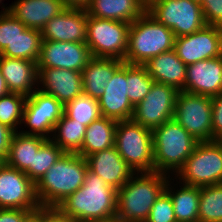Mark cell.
<instances>
[{"mask_svg":"<svg viewBox=\"0 0 222 222\" xmlns=\"http://www.w3.org/2000/svg\"><path fill=\"white\" fill-rule=\"evenodd\" d=\"M57 208L77 222H115L117 190L88 169L83 185Z\"/></svg>","mask_w":222,"mask_h":222,"instance_id":"1","label":"cell"},{"mask_svg":"<svg viewBox=\"0 0 222 222\" xmlns=\"http://www.w3.org/2000/svg\"><path fill=\"white\" fill-rule=\"evenodd\" d=\"M169 177L159 172L135 173L117 190L115 222H145Z\"/></svg>","mask_w":222,"mask_h":222,"instance_id":"2","label":"cell"},{"mask_svg":"<svg viewBox=\"0 0 222 222\" xmlns=\"http://www.w3.org/2000/svg\"><path fill=\"white\" fill-rule=\"evenodd\" d=\"M87 170L86 158L65 152L35 184L40 207H57L83 185Z\"/></svg>","mask_w":222,"mask_h":222,"instance_id":"3","label":"cell"},{"mask_svg":"<svg viewBox=\"0 0 222 222\" xmlns=\"http://www.w3.org/2000/svg\"><path fill=\"white\" fill-rule=\"evenodd\" d=\"M154 172L174 176L184 166L198 141L170 119L152 130ZM171 173V174H170Z\"/></svg>","mask_w":222,"mask_h":222,"instance_id":"4","label":"cell"},{"mask_svg":"<svg viewBox=\"0 0 222 222\" xmlns=\"http://www.w3.org/2000/svg\"><path fill=\"white\" fill-rule=\"evenodd\" d=\"M174 43L173 31L146 11L130 25L124 62L144 65L154 56L174 49Z\"/></svg>","mask_w":222,"mask_h":222,"instance_id":"5","label":"cell"},{"mask_svg":"<svg viewBox=\"0 0 222 222\" xmlns=\"http://www.w3.org/2000/svg\"><path fill=\"white\" fill-rule=\"evenodd\" d=\"M114 146L135 173L154 172L152 130L132 119L117 121Z\"/></svg>","mask_w":222,"mask_h":222,"instance_id":"6","label":"cell"},{"mask_svg":"<svg viewBox=\"0 0 222 222\" xmlns=\"http://www.w3.org/2000/svg\"><path fill=\"white\" fill-rule=\"evenodd\" d=\"M174 179L195 187L222 184V145L217 140L198 142Z\"/></svg>","mask_w":222,"mask_h":222,"instance_id":"7","label":"cell"},{"mask_svg":"<svg viewBox=\"0 0 222 222\" xmlns=\"http://www.w3.org/2000/svg\"><path fill=\"white\" fill-rule=\"evenodd\" d=\"M147 12L175 37L190 35L206 25L201 5L192 0H148Z\"/></svg>","mask_w":222,"mask_h":222,"instance_id":"8","label":"cell"},{"mask_svg":"<svg viewBox=\"0 0 222 222\" xmlns=\"http://www.w3.org/2000/svg\"><path fill=\"white\" fill-rule=\"evenodd\" d=\"M130 25L127 22L89 16L86 44L91 56L124 61Z\"/></svg>","mask_w":222,"mask_h":222,"instance_id":"9","label":"cell"},{"mask_svg":"<svg viewBox=\"0 0 222 222\" xmlns=\"http://www.w3.org/2000/svg\"><path fill=\"white\" fill-rule=\"evenodd\" d=\"M173 119L198 142L213 141L212 97L179 91Z\"/></svg>","mask_w":222,"mask_h":222,"instance_id":"10","label":"cell"},{"mask_svg":"<svg viewBox=\"0 0 222 222\" xmlns=\"http://www.w3.org/2000/svg\"><path fill=\"white\" fill-rule=\"evenodd\" d=\"M63 114L64 105L61 102L52 95L36 89L26 98L24 106L22 124L29 129L19 130V132L50 139L54 126Z\"/></svg>","mask_w":222,"mask_h":222,"instance_id":"11","label":"cell"},{"mask_svg":"<svg viewBox=\"0 0 222 222\" xmlns=\"http://www.w3.org/2000/svg\"><path fill=\"white\" fill-rule=\"evenodd\" d=\"M178 92L173 86L154 82L149 93L134 107L132 120L153 130L173 119Z\"/></svg>","mask_w":222,"mask_h":222,"instance_id":"12","label":"cell"},{"mask_svg":"<svg viewBox=\"0 0 222 222\" xmlns=\"http://www.w3.org/2000/svg\"><path fill=\"white\" fill-rule=\"evenodd\" d=\"M40 207L34 182L20 170L0 167V209L36 210Z\"/></svg>","mask_w":222,"mask_h":222,"instance_id":"13","label":"cell"},{"mask_svg":"<svg viewBox=\"0 0 222 222\" xmlns=\"http://www.w3.org/2000/svg\"><path fill=\"white\" fill-rule=\"evenodd\" d=\"M174 51L186 64L222 55V27L205 25L202 29L175 37Z\"/></svg>","mask_w":222,"mask_h":222,"instance_id":"14","label":"cell"},{"mask_svg":"<svg viewBox=\"0 0 222 222\" xmlns=\"http://www.w3.org/2000/svg\"><path fill=\"white\" fill-rule=\"evenodd\" d=\"M91 57L86 43L42 40L37 67L82 72Z\"/></svg>","mask_w":222,"mask_h":222,"instance_id":"15","label":"cell"},{"mask_svg":"<svg viewBox=\"0 0 222 222\" xmlns=\"http://www.w3.org/2000/svg\"><path fill=\"white\" fill-rule=\"evenodd\" d=\"M88 17L85 9L66 7L42 28V40L86 43Z\"/></svg>","mask_w":222,"mask_h":222,"instance_id":"16","label":"cell"},{"mask_svg":"<svg viewBox=\"0 0 222 222\" xmlns=\"http://www.w3.org/2000/svg\"><path fill=\"white\" fill-rule=\"evenodd\" d=\"M37 89L65 105L83 94L82 72L60 68L38 69Z\"/></svg>","mask_w":222,"mask_h":222,"instance_id":"17","label":"cell"},{"mask_svg":"<svg viewBox=\"0 0 222 222\" xmlns=\"http://www.w3.org/2000/svg\"><path fill=\"white\" fill-rule=\"evenodd\" d=\"M184 91L208 97L222 93V55L187 65Z\"/></svg>","mask_w":222,"mask_h":222,"instance_id":"18","label":"cell"},{"mask_svg":"<svg viewBox=\"0 0 222 222\" xmlns=\"http://www.w3.org/2000/svg\"><path fill=\"white\" fill-rule=\"evenodd\" d=\"M98 104L101 116L116 121L132 119L134 106L127 96L126 63L114 73Z\"/></svg>","mask_w":222,"mask_h":222,"instance_id":"19","label":"cell"},{"mask_svg":"<svg viewBox=\"0 0 222 222\" xmlns=\"http://www.w3.org/2000/svg\"><path fill=\"white\" fill-rule=\"evenodd\" d=\"M88 169L109 186L119 190L135 172L119 155L115 146L86 157Z\"/></svg>","mask_w":222,"mask_h":222,"instance_id":"20","label":"cell"},{"mask_svg":"<svg viewBox=\"0 0 222 222\" xmlns=\"http://www.w3.org/2000/svg\"><path fill=\"white\" fill-rule=\"evenodd\" d=\"M0 71L12 93L29 97L38 87L37 62L0 55Z\"/></svg>","mask_w":222,"mask_h":222,"instance_id":"21","label":"cell"},{"mask_svg":"<svg viewBox=\"0 0 222 222\" xmlns=\"http://www.w3.org/2000/svg\"><path fill=\"white\" fill-rule=\"evenodd\" d=\"M65 8L61 0H16L9 6L8 12L26 28L41 31L46 23Z\"/></svg>","mask_w":222,"mask_h":222,"instance_id":"22","label":"cell"},{"mask_svg":"<svg viewBox=\"0 0 222 222\" xmlns=\"http://www.w3.org/2000/svg\"><path fill=\"white\" fill-rule=\"evenodd\" d=\"M154 82L175 87L184 91L187 65L177 56L174 49L160 53L144 65Z\"/></svg>","mask_w":222,"mask_h":222,"instance_id":"23","label":"cell"},{"mask_svg":"<svg viewBox=\"0 0 222 222\" xmlns=\"http://www.w3.org/2000/svg\"><path fill=\"white\" fill-rule=\"evenodd\" d=\"M124 63L116 58L91 57L82 70L83 94L98 100L114 73Z\"/></svg>","mask_w":222,"mask_h":222,"instance_id":"24","label":"cell"},{"mask_svg":"<svg viewBox=\"0 0 222 222\" xmlns=\"http://www.w3.org/2000/svg\"><path fill=\"white\" fill-rule=\"evenodd\" d=\"M89 16L132 23L147 11V0H90Z\"/></svg>","mask_w":222,"mask_h":222,"instance_id":"25","label":"cell"},{"mask_svg":"<svg viewBox=\"0 0 222 222\" xmlns=\"http://www.w3.org/2000/svg\"><path fill=\"white\" fill-rule=\"evenodd\" d=\"M47 139L41 136L15 132L10 143L5 163L24 172L33 181V159L40 146Z\"/></svg>","mask_w":222,"mask_h":222,"instance_id":"26","label":"cell"},{"mask_svg":"<svg viewBox=\"0 0 222 222\" xmlns=\"http://www.w3.org/2000/svg\"><path fill=\"white\" fill-rule=\"evenodd\" d=\"M178 183L179 187L176 186ZM172 184H174V177H169L168 181L166 182L165 191L172 199L176 221L199 222L198 210L200 201V187L185 185L178 181L173 186Z\"/></svg>","mask_w":222,"mask_h":222,"instance_id":"27","label":"cell"},{"mask_svg":"<svg viewBox=\"0 0 222 222\" xmlns=\"http://www.w3.org/2000/svg\"><path fill=\"white\" fill-rule=\"evenodd\" d=\"M117 121L104 116L87 126L82 148L77 152L87 156L114 146Z\"/></svg>","mask_w":222,"mask_h":222,"instance_id":"28","label":"cell"},{"mask_svg":"<svg viewBox=\"0 0 222 222\" xmlns=\"http://www.w3.org/2000/svg\"><path fill=\"white\" fill-rule=\"evenodd\" d=\"M86 128L63 114L54 126L53 137L50 139L64 152L77 153L82 148Z\"/></svg>","mask_w":222,"mask_h":222,"instance_id":"29","label":"cell"},{"mask_svg":"<svg viewBox=\"0 0 222 222\" xmlns=\"http://www.w3.org/2000/svg\"><path fill=\"white\" fill-rule=\"evenodd\" d=\"M42 43L41 31L26 28L0 53L1 56L37 62Z\"/></svg>","mask_w":222,"mask_h":222,"instance_id":"30","label":"cell"},{"mask_svg":"<svg viewBox=\"0 0 222 222\" xmlns=\"http://www.w3.org/2000/svg\"><path fill=\"white\" fill-rule=\"evenodd\" d=\"M199 222H222V184L200 187Z\"/></svg>","mask_w":222,"mask_h":222,"instance_id":"31","label":"cell"},{"mask_svg":"<svg viewBox=\"0 0 222 222\" xmlns=\"http://www.w3.org/2000/svg\"><path fill=\"white\" fill-rule=\"evenodd\" d=\"M127 96L135 107L149 93L154 80L143 65L126 64Z\"/></svg>","mask_w":222,"mask_h":222,"instance_id":"32","label":"cell"},{"mask_svg":"<svg viewBox=\"0 0 222 222\" xmlns=\"http://www.w3.org/2000/svg\"><path fill=\"white\" fill-rule=\"evenodd\" d=\"M64 114L85 126L101 117L98 100L87 95L77 96L64 105Z\"/></svg>","mask_w":222,"mask_h":222,"instance_id":"33","label":"cell"},{"mask_svg":"<svg viewBox=\"0 0 222 222\" xmlns=\"http://www.w3.org/2000/svg\"><path fill=\"white\" fill-rule=\"evenodd\" d=\"M26 98L24 95L12 92L1 97L0 123L18 132V128L23 127L22 120Z\"/></svg>","mask_w":222,"mask_h":222,"instance_id":"34","label":"cell"},{"mask_svg":"<svg viewBox=\"0 0 222 222\" xmlns=\"http://www.w3.org/2000/svg\"><path fill=\"white\" fill-rule=\"evenodd\" d=\"M65 152L51 139H47L34 154L33 182L36 184Z\"/></svg>","mask_w":222,"mask_h":222,"instance_id":"35","label":"cell"},{"mask_svg":"<svg viewBox=\"0 0 222 222\" xmlns=\"http://www.w3.org/2000/svg\"><path fill=\"white\" fill-rule=\"evenodd\" d=\"M25 29L26 26L11 13L0 12V53Z\"/></svg>","mask_w":222,"mask_h":222,"instance_id":"36","label":"cell"},{"mask_svg":"<svg viewBox=\"0 0 222 222\" xmlns=\"http://www.w3.org/2000/svg\"><path fill=\"white\" fill-rule=\"evenodd\" d=\"M145 222H177L172 199L165 190L156 199Z\"/></svg>","mask_w":222,"mask_h":222,"instance_id":"37","label":"cell"},{"mask_svg":"<svg viewBox=\"0 0 222 222\" xmlns=\"http://www.w3.org/2000/svg\"><path fill=\"white\" fill-rule=\"evenodd\" d=\"M201 7L206 25L222 27V0H202Z\"/></svg>","mask_w":222,"mask_h":222,"instance_id":"38","label":"cell"},{"mask_svg":"<svg viewBox=\"0 0 222 222\" xmlns=\"http://www.w3.org/2000/svg\"><path fill=\"white\" fill-rule=\"evenodd\" d=\"M37 222H77L63 214L57 207H39L33 212Z\"/></svg>","mask_w":222,"mask_h":222,"instance_id":"39","label":"cell"},{"mask_svg":"<svg viewBox=\"0 0 222 222\" xmlns=\"http://www.w3.org/2000/svg\"><path fill=\"white\" fill-rule=\"evenodd\" d=\"M213 141L222 134V93L212 97Z\"/></svg>","mask_w":222,"mask_h":222,"instance_id":"40","label":"cell"},{"mask_svg":"<svg viewBox=\"0 0 222 222\" xmlns=\"http://www.w3.org/2000/svg\"><path fill=\"white\" fill-rule=\"evenodd\" d=\"M35 210L0 209V222H26Z\"/></svg>","mask_w":222,"mask_h":222,"instance_id":"41","label":"cell"},{"mask_svg":"<svg viewBox=\"0 0 222 222\" xmlns=\"http://www.w3.org/2000/svg\"><path fill=\"white\" fill-rule=\"evenodd\" d=\"M15 131L0 123V159L5 163V160L8 155L11 139Z\"/></svg>","mask_w":222,"mask_h":222,"instance_id":"42","label":"cell"},{"mask_svg":"<svg viewBox=\"0 0 222 222\" xmlns=\"http://www.w3.org/2000/svg\"><path fill=\"white\" fill-rule=\"evenodd\" d=\"M65 7L67 8H81L85 9L90 0H61Z\"/></svg>","mask_w":222,"mask_h":222,"instance_id":"43","label":"cell"},{"mask_svg":"<svg viewBox=\"0 0 222 222\" xmlns=\"http://www.w3.org/2000/svg\"><path fill=\"white\" fill-rule=\"evenodd\" d=\"M9 92L7 83L0 71V98L7 95Z\"/></svg>","mask_w":222,"mask_h":222,"instance_id":"44","label":"cell"},{"mask_svg":"<svg viewBox=\"0 0 222 222\" xmlns=\"http://www.w3.org/2000/svg\"><path fill=\"white\" fill-rule=\"evenodd\" d=\"M2 1H3V0H0V4H1V5L3 4L2 7H1V8H2L1 12H6V11H8L9 6H7V7L4 6V3H2Z\"/></svg>","mask_w":222,"mask_h":222,"instance_id":"45","label":"cell"},{"mask_svg":"<svg viewBox=\"0 0 222 222\" xmlns=\"http://www.w3.org/2000/svg\"><path fill=\"white\" fill-rule=\"evenodd\" d=\"M26 222H37V219L32 215Z\"/></svg>","mask_w":222,"mask_h":222,"instance_id":"46","label":"cell"},{"mask_svg":"<svg viewBox=\"0 0 222 222\" xmlns=\"http://www.w3.org/2000/svg\"><path fill=\"white\" fill-rule=\"evenodd\" d=\"M216 140L222 145V134Z\"/></svg>","mask_w":222,"mask_h":222,"instance_id":"47","label":"cell"},{"mask_svg":"<svg viewBox=\"0 0 222 222\" xmlns=\"http://www.w3.org/2000/svg\"><path fill=\"white\" fill-rule=\"evenodd\" d=\"M193 2L199 3L201 5L202 0H192Z\"/></svg>","mask_w":222,"mask_h":222,"instance_id":"48","label":"cell"},{"mask_svg":"<svg viewBox=\"0 0 222 222\" xmlns=\"http://www.w3.org/2000/svg\"><path fill=\"white\" fill-rule=\"evenodd\" d=\"M4 164V162L0 159V167Z\"/></svg>","mask_w":222,"mask_h":222,"instance_id":"49","label":"cell"}]
</instances>
